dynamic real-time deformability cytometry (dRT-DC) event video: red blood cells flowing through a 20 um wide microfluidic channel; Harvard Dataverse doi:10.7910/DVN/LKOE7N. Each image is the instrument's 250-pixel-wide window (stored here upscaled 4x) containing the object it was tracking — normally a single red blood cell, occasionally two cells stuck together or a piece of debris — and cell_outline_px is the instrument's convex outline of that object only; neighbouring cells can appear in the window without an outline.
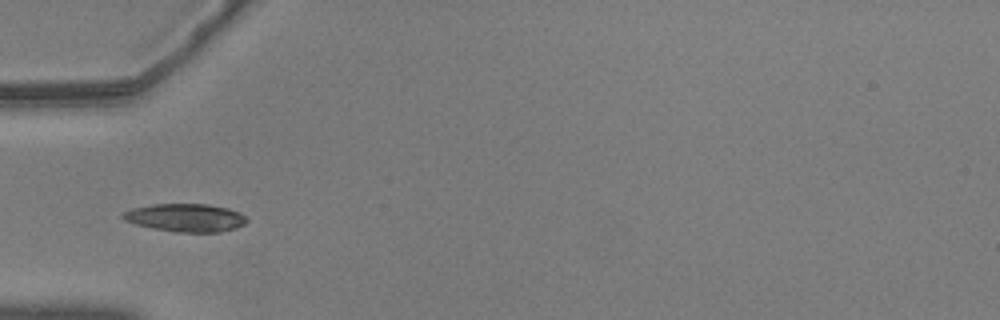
{"species": "common noctule bat (a hibernating species)", "species_latin": "Nyctalus noctula", "temperature_condition": "warm", "stored_images_in_passage": 17, "camera_frame_rate_fps": 3000, "um_per_image_px": 0.085, "animal": {"sex": "male", "body_mass_g": 20.5, "forearm_length_mm": 52.5}, "frame": {"image": 1, "passage_image": 1, "time_ms": 0.0, "image_size_px": [1000, 320], "cell_outline_px": [[248, 220], [244, 224], [236, 228], [220, 232], [172, 232], [152, 228], [136, 224], [124, 220], [120, 216], [124, 212], [132, 208], [152, 204], [208, 204], [228, 208], [240, 212]], "centroid_in_image_um": [15.77, 18.5], "position_along_channel_um": 69.2, "area_um2": 20.35}}
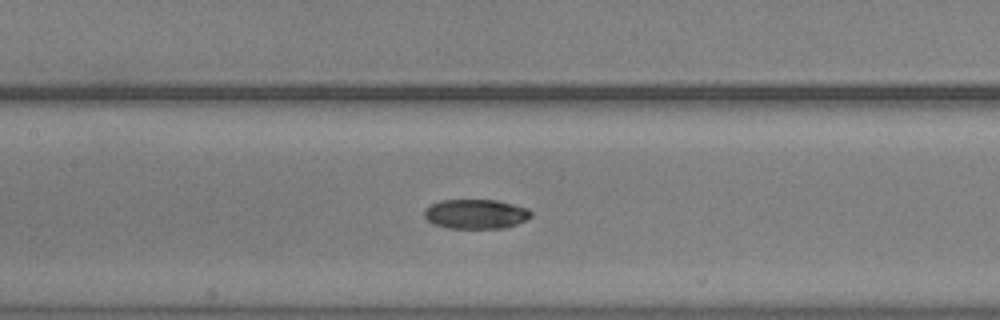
{"frame": {"image": 2, "passage_image": 9, "time_ms": 2.667, "image_size_px": [1000, 320], "cell_outline_px": [[532, 216], [508, 228], [448, 228], [432, 224], [424, 216], [424, 212], [432, 204], [440, 200], [496, 200], [528, 208], [532, 212]], "centroid_in_image_um": [40.45, 18.2], "position_along_channel_um": 166.9, "area_um2": 18.32}}
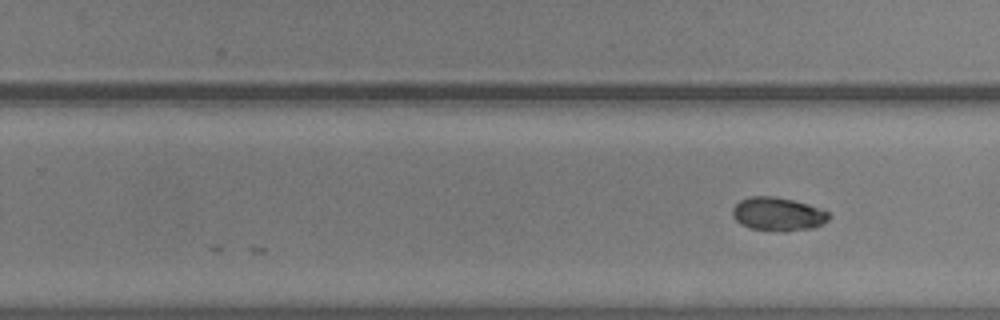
{"frame": {"image": 3, "passage_image": 17, "time_ms": 5.333, "image_size_px": [1000, 320], "cell_outline_px": [[832, 216], [828, 220], [812, 228], [784, 232], [748, 228], [740, 224], [732, 216], [732, 208], [740, 200], [748, 196], [772, 196], [792, 200], [808, 204], [828, 212]], "centroid_in_image_um": [66.09, 18.2], "position_along_channel_um": 263.7, "area_um2": 18.9}}